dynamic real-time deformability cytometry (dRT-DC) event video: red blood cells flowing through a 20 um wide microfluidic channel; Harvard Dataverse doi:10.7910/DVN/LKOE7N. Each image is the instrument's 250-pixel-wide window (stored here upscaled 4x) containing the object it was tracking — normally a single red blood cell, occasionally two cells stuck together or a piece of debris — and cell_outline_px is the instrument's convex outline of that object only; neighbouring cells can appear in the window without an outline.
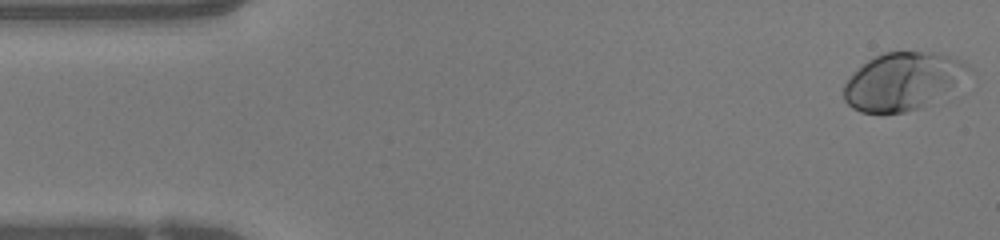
{"species": "human", "species_latin": "Homo sapiens", "temperature_condition": "warm", "stored_images_in_passage": 6, "camera_frame_rate_fps": 3000, "um_per_image_px": 0.085, "donor": {"sex": "female"}, "frame": {"image": 1, "passage_image": 1, "time_ms": 0.0, "image_size_px": [1000, 240], "cell_outline_px": [[976, 72], [920, 108], [904, 112], [860, 112], [852, 108], [844, 100], [844, 84], [868, 60], [884, 52], [932, 52], [948, 56], [960, 60], [972, 68]], "centroid_in_image_um": [76.77, 6.9], "position_along_channel_um": 8.2, "area_um2": 41.27}}